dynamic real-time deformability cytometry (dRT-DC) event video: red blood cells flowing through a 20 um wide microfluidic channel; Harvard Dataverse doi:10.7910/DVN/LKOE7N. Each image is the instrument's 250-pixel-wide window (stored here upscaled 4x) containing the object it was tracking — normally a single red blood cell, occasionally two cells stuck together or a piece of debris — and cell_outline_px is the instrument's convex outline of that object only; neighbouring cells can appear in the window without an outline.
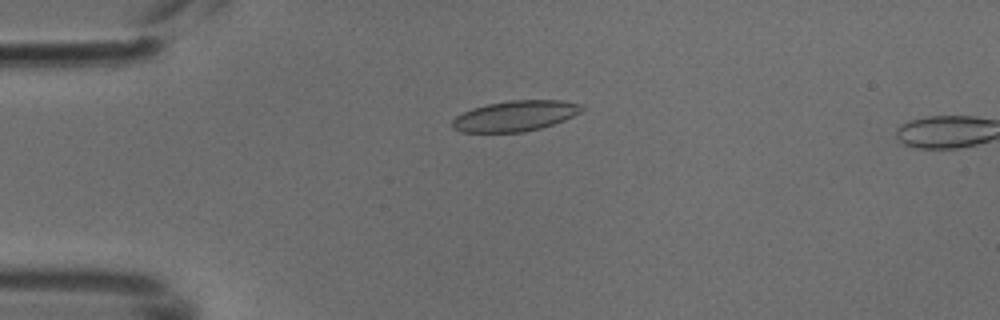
{"species": "common noctule bat (a hibernating species)", "species_latin": "Nyctalus noctula", "temperature_condition": "cold", "stored_images_in_passage": 5, "camera_frame_rate_fps": 3000, "um_per_image_px": 0.085, "animal": {"sex": "male", "body_mass_g": 18.8}, "frame": {"image": 1, "passage_image": 3, "time_ms": 0.667, "image_size_px": [1000, 320], "cell_outline_px": [[584, 108], [580, 112], [564, 120], [540, 128], [524, 132], [460, 132], [452, 128], [452, 120], [456, 116], [472, 108], [488, 104], [508, 100], [560, 100], [580, 104]], "centroid_in_image_um": [43.76, 9.85], "position_along_channel_um": 41.2, "area_um2": 22.95}}